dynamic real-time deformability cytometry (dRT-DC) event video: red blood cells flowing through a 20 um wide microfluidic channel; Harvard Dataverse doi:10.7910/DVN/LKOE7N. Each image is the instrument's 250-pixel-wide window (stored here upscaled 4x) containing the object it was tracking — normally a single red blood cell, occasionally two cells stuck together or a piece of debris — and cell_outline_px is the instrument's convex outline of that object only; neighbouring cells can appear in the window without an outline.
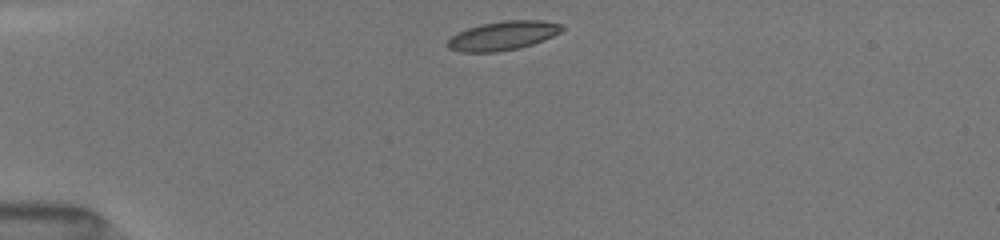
{"species": "common noctule bat (a hibernating species)", "species_latin": "Nyctalus noctula", "temperature_condition": "room temperature", "stored_images_in_passage": 40, "camera_frame_rate_fps": 3000, "um_per_image_px": 0.085, "animal": {"sex": "female", "body_mass_g": 19.5, "forearm_length_mm": 54.1}, "frame": {"image": 1, "passage_image": 1, "time_ms": 0.0, "image_size_px": [1000, 240], "cell_outline_px": [[564, 28], [560, 32], [544, 40], [520, 48], [496, 52], [460, 52], [448, 48], [444, 44], [456, 32], [480, 24], [504, 20], [540, 20], [564, 24]], "centroid_in_image_um": [42.72, 3.03], "position_along_channel_um": 42.3, "area_um2": 19.54}}
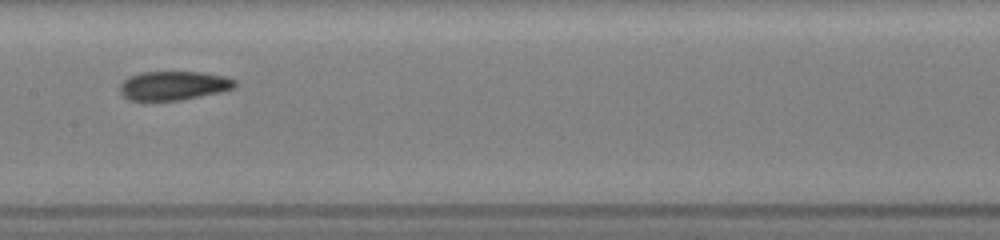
{"frame": {"image": 2, "passage_image": 16, "time_ms": 4.667, "image_size_px": [1000, 240], "cell_outline_px": [[236, 88], [220, 92], [180, 100], [144, 104], [128, 100], [120, 92], [120, 84], [128, 76], [140, 72], [200, 72], [224, 76], [236, 80]], "centroid_in_image_um": [14.68, 7.32], "position_along_channel_um": 192.7, "area_um2": 20.17}}
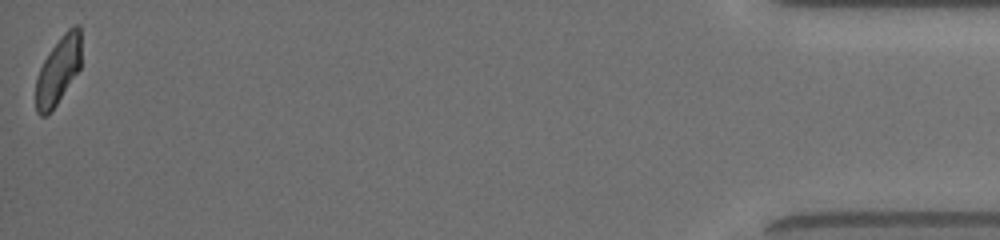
{"frame": {"image": 3, "passage_image": 40, "time_ms": 12.667, "image_size_px": [1000, 240], "cell_outline_px": [[80, 68], [48, 116], [40, 116], [36, 112], [36, 76], [48, 52], [64, 32], [68, 28], [76, 24], [80, 24]], "centroid_in_image_um": [4.93, 5.98], "position_along_channel_um": 430.3, "area_um2": 17.8}, "authors_computed_cell_mechanics": {"area_um2": 19.6231, "velocity_mm_per_s": 4.0354, "shape_relaxation_time_tau1_ms": 5.614, "shape_relaxation_time_tau2_ms": 1.5328, "deformation_change_tau1": 0.1752, "deformation_change_tau2": 0.084}}